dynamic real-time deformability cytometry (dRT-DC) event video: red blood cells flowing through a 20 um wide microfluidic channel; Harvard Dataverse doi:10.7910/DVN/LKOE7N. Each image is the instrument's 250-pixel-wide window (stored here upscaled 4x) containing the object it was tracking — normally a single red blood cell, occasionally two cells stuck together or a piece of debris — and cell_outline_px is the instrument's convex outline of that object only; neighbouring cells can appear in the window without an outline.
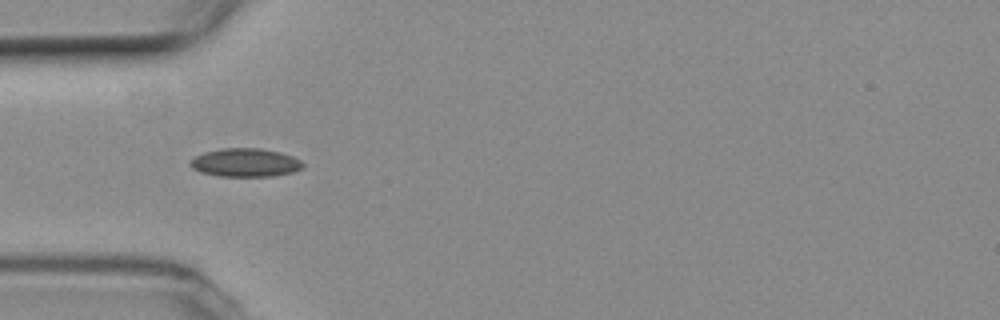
{"species": "common noctule bat (a hibernating species)", "species_latin": "Nyctalus noctula", "temperature_condition": "room temperature", "stored_images_in_passage": 10, "camera_frame_rate_fps": 3000, "um_per_image_px": 0.085, "animal": {"sex": "female", "body_mass_g": 19.3, "forearm_length_mm": 54.1}, "frame": {"image": 1, "passage_image": 4, "time_ms": 1.0, "image_size_px": [1000, 320], "cell_outline_px": [[304, 168], [292, 172], [272, 176], [220, 176], [200, 172], [192, 168], [188, 164], [196, 156], [204, 152], [220, 148], [260, 148], [280, 152], [292, 156], [300, 160], [304, 164]], "centroid_in_image_um": [20.85, 13.82], "position_along_channel_um": 64.1, "area_um2": 18.67}}
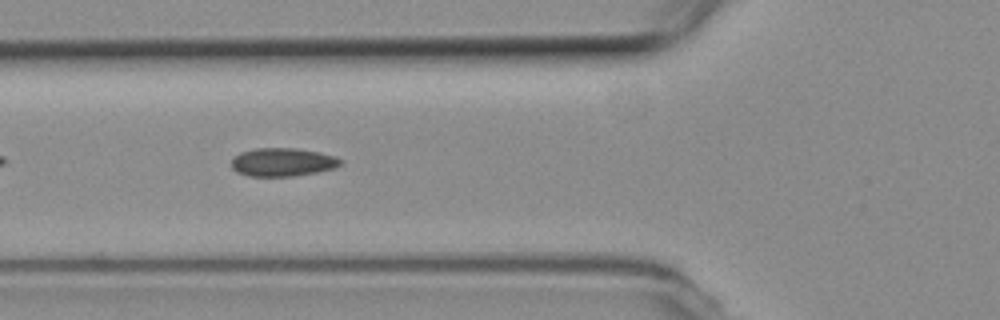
{"frame": {"image": 2, "passage_image": 7, "time_ms": 2.0, "image_size_px": [1000, 320], "cell_outline_px": [[344, 160], [336, 168], [316, 172], [292, 176], [248, 176], [236, 172], [232, 168], [232, 160], [240, 152], [256, 148], [296, 148], [320, 152], [336, 156]], "centroid_in_image_um": [24.05, 13.78], "position_along_channel_um": 101.8, "area_um2": 18.09}}